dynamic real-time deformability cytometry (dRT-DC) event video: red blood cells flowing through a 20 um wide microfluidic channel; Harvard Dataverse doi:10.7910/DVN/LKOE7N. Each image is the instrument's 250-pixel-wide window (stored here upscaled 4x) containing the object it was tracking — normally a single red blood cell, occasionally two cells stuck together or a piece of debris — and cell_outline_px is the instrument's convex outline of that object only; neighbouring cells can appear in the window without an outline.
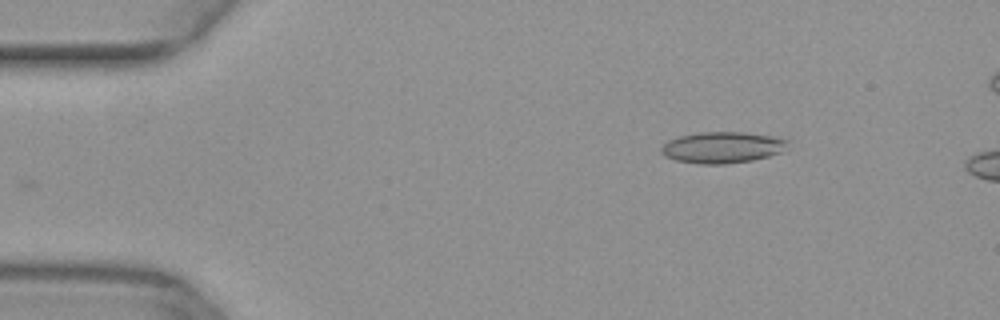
{"species": "common noctule bat (a hibernating species)", "species_latin": "Nyctalus noctula", "temperature_condition": "warm", "stored_images_in_passage": 39, "camera_frame_rate_fps": 3000, "um_per_image_px": 0.085, "animal": {"sex": "female", "body_mass_g": 29.2, "forearm_length_mm": 56.3}, "frame": {"image": 1, "passage_image": 1, "time_ms": 0.0, "image_size_px": [1000, 320], "cell_outline_px": [[792, 140], [780, 152], [768, 156], [752, 160], [724, 164], [700, 164], [676, 160], [664, 156], [660, 152], [660, 148], [668, 140], [680, 136], [700, 132], [744, 132], [772, 136]], "centroid_in_image_um": [61.39, 12.53], "position_along_channel_um": 23.6, "area_um2": 23.06}}
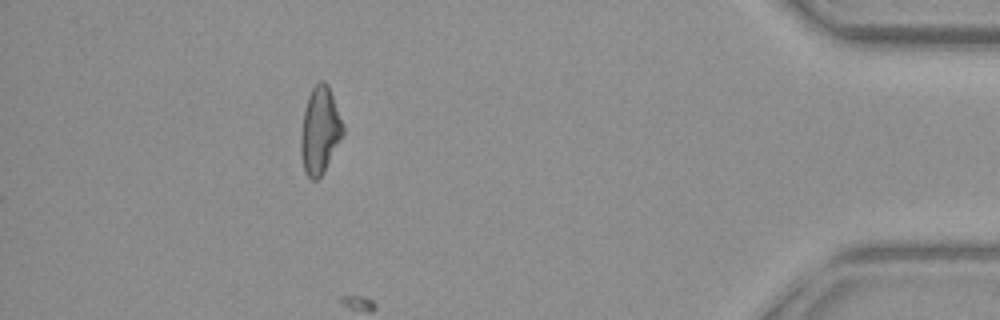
{"frame": {"image": 2, "passage_image": 39, "time_ms": 12.667, "image_size_px": [1000, 320], "cell_outline_px": [[344, 132], [324, 172], [316, 180], [312, 180], [304, 172], [300, 152], [300, 132], [304, 108], [308, 96], [312, 88], [320, 80], [324, 80], [328, 84], [344, 128]], "centroid_in_image_um": [27.16, 11.09], "position_along_channel_um": 408.0, "area_um2": 21.33}}